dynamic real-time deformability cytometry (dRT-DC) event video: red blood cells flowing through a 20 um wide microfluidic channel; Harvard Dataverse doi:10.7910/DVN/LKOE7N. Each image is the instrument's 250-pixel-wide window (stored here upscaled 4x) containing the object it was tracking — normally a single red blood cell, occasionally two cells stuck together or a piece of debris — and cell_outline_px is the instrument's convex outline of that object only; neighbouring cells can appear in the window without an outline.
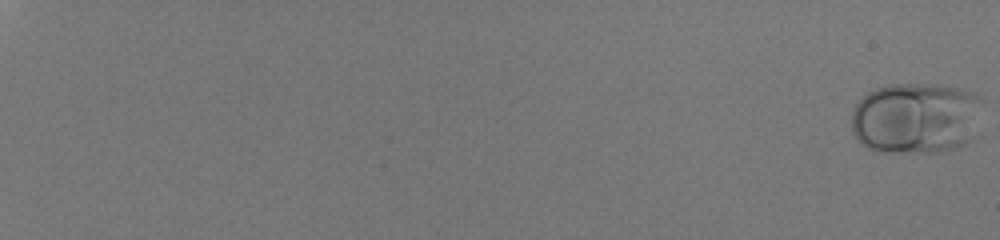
{"species": "human", "species_latin": "Homo sapiens", "temperature_condition": "room temperature", "stored_images_in_passage": 57, "camera_frame_rate_fps": 3000, "um_per_image_px": 0.085, "donor": {"sex": "male"}, "frame": {"image": 1, "passage_image": 1, "time_ms": 0.0, "image_size_px": [1000, 240], "cell_outline_px": [[980, 136], [964, 144], [940, 152], [920, 152], [868, 148], [860, 144], [856, 140], [852, 132], [852, 112], [856, 104], [868, 92], [876, 88], [892, 84], [932, 84], [956, 88], [972, 92], [980, 96]], "centroid_in_image_um": [77.91, 10.03], "position_along_channel_um": 7.1, "area_um2": 54.85}}
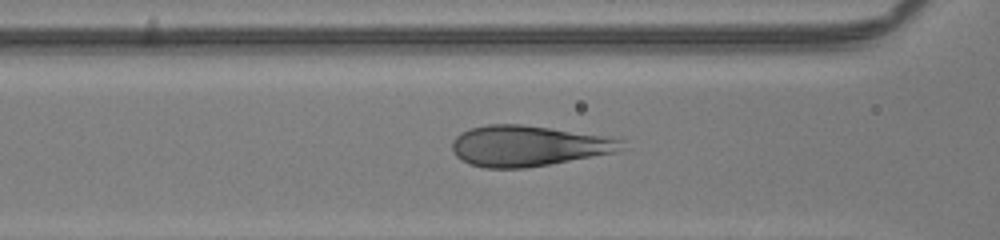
{"frame": {"image": 2, "passage_image": 31, "time_ms": 10.0, "image_size_px": [1000, 240], "cell_outline_px": [[624, 140], [616, 152], [548, 164], [524, 168], [484, 168], [468, 164], [460, 160], [452, 152], [452, 140], [460, 132], [472, 128], [488, 124], [520, 124], [604, 136]], "centroid_in_image_um": [44.79, 12.41], "position_along_channel_um": 121.8, "area_um2": 39.77}}
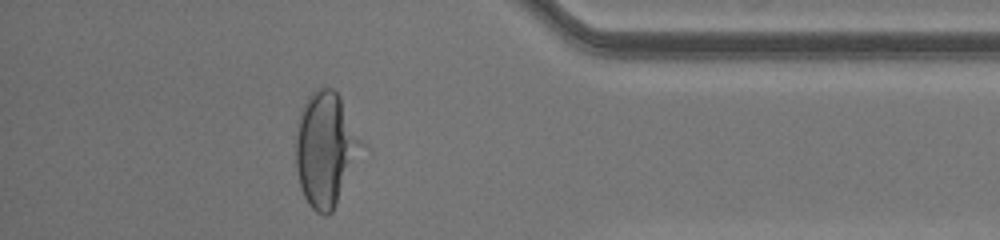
{"frame": {"image": 3, "passage_image": 53, "time_ms": 17.333, "image_size_px": [1000, 240], "cell_outline_px": [[368, 148], [332, 212], [328, 216], [324, 216], [316, 212], [308, 204], [300, 188], [296, 168], [296, 136], [300, 108], [308, 96], [312, 92], [320, 88], [332, 88], [340, 96], [368, 144]], "centroid_in_image_um": [27.77, 12.69], "position_along_channel_um": 407.4, "area_um2": 45.55}}